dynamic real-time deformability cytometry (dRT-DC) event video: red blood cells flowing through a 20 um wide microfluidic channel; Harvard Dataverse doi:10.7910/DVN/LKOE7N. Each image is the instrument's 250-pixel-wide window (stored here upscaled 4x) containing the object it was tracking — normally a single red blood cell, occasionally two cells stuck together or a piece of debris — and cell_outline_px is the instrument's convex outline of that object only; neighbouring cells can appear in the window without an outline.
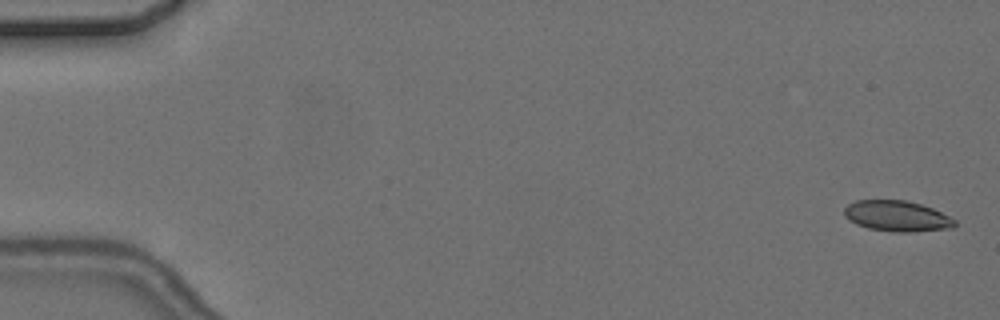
{"species": "common noctule bat (a hibernating species)", "species_latin": "Nyctalus noctula", "temperature_condition": "cold", "stored_images_in_passage": 7, "camera_frame_rate_fps": 3000, "um_per_image_px": 0.085, "animal": {"sex": "female", "body_mass_g": 24.6, "forearm_length_mm": 56.2}, "frame": {"image": 1, "passage_image": 1, "time_ms": 0.0, "image_size_px": [1000, 320], "cell_outline_px": [[956, 224], [952, 228], [908, 232], [896, 232], [868, 228], [856, 224], [844, 216], [844, 208], [848, 204], [856, 200], [904, 200], [920, 204], [932, 208], [956, 220]], "centroid_in_image_um": [76.22, 18.36], "position_along_channel_um": 8.8, "area_um2": 19.65}}
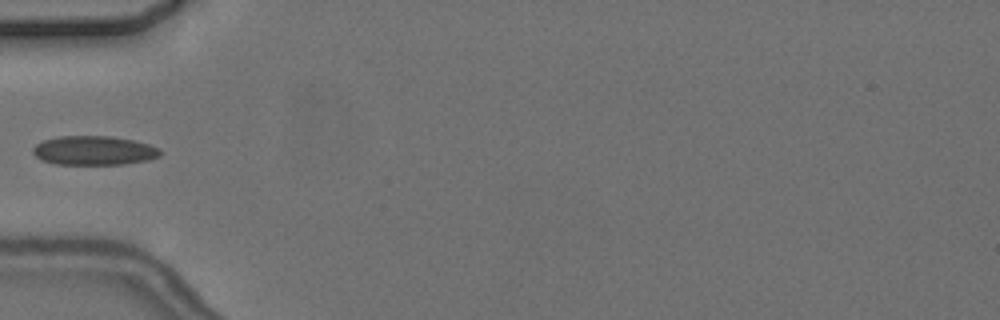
{"frame": {"image": 2, "passage_image": 6, "time_ms": 6.0, "image_size_px": [1000, 320], "cell_outline_px": [[160, 156], [148, 160], [124, 164], [56, 164], [40, 160], [32, 152], [32, 148], [36, 144], [44, 140], [60, 136], [112, 136], [132, 140], [148, 144], [160, 148]], "centroid_in_image_um": [7.97, 12.79], "position_along_channel_um": 77.0, "area_um2": 21.62}}
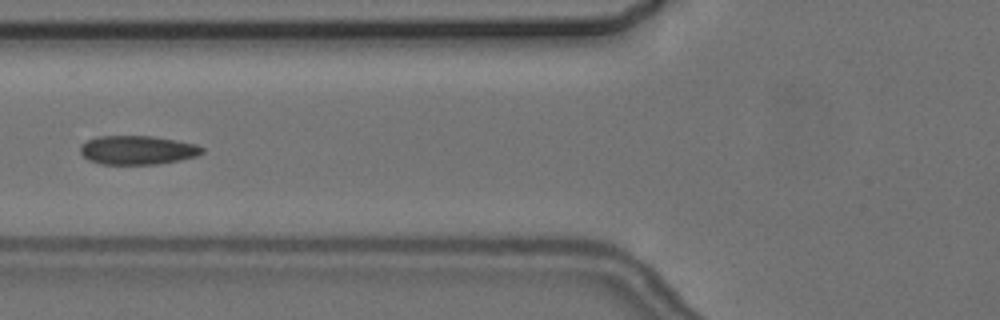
{"frame": {"image": 3, "passage_image": 7, "time_ms": 7.0, "image_size_px": [1000, 320], "cell_outline_px": [[204, 152], [196, 156], [180, 160], [156, 164], [100, 164], [88, 160], [80, 152], [80, 144], [96, 136], [152, 136], [176, 140], [196, 144], [204, 148]], "centroid_in_image_um": [11.67, 12.75], "position_along_channel_um": 114.1, "area_um2": 20.58}}